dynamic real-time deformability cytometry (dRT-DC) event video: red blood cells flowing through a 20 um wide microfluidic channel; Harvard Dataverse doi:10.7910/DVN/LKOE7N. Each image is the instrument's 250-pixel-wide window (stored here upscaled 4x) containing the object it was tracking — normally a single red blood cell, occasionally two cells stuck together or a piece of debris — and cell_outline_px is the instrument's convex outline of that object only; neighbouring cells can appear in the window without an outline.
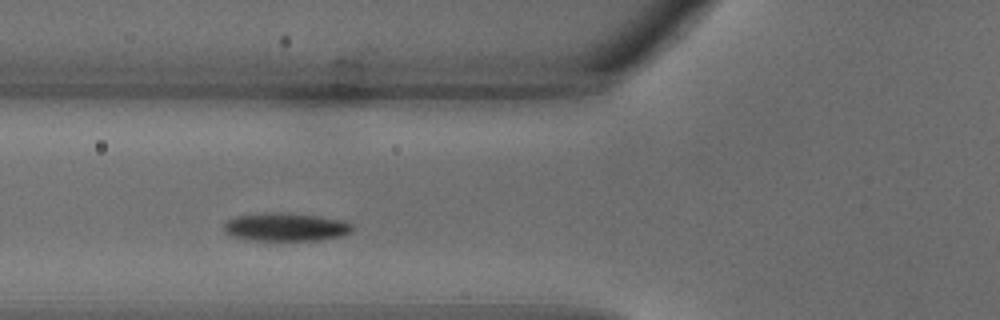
{"species": "common noctule bat (a hibernating species)", "species_latin": "Nyctalus noctula", "temperature_condition": "warm", "stored_images_in_passage": 26, "segment_of_instrument_passage": [1, 2], "camera_frame_rate_fps": 3000, "um_per_image_px": 0.085, "animal": {"sex": "male", "body_mass_g": 18.8}, "frame": {"image": 1, "passage_image": 4, "time_ms": 1.0, "image_size_px": [1000, 320], "cell_outline_px": [[352, 228], [348, 232], [340, 236], [320, 240], [248, 240], [232, 236], [224, 232], [224, 224], [228, 220], [236, 216], [268, 212], [284, 212], [316, 216], [340, 220], [352, 224]], "centroid_in_image_um": [24.22, 19.29], "position_along_channel_um": 101.6, "area_um2": 20.92}}
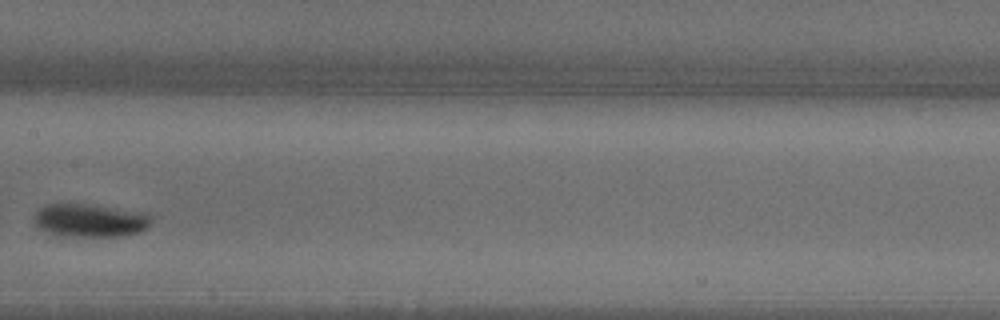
{"frame": {"image": 2, "passage_image": 9, "time_ms": 2.667, "image_size_px": [1000, 320], "cell_outline_px": [[152, 220], [148, 228], [140, 232], [124, 236], [56, 236], [40, 228], [36, 224], [36, 208], [44, 204], [92, 204], [148, 212]], "centroid_in_image_um": [7.7, 18.72], "position_along_channel_um": 199.7, "area_um2": 23.06}}
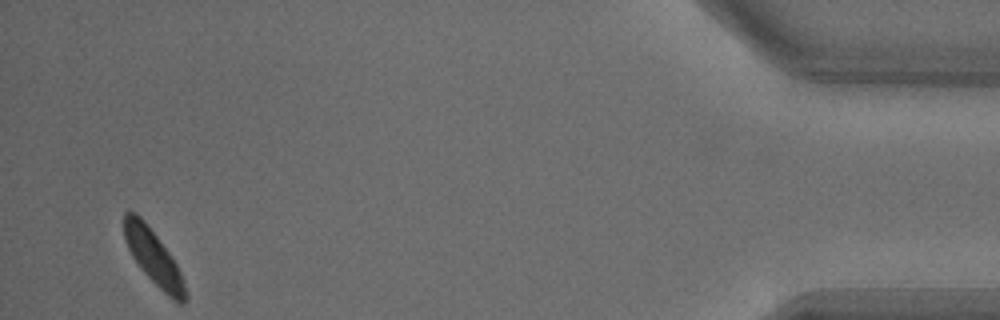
{"frame": {"image": 3, "passage_image": 24, "time_ms": 7.667, "image_size_px": [1000, 320], "cell_outline_px": [[188, 296], [184, 304], [180, 304], [172, 300], [144, 272], [132, 256], [124, 240], [124, 212], [136, 212], [144, 220], [172, 256], [184, 280], [188, 292]], "centroid_in_image_um": [13.08, 21.89], "position_along_channel_um": 422.1, "area_um2": 19.48}}